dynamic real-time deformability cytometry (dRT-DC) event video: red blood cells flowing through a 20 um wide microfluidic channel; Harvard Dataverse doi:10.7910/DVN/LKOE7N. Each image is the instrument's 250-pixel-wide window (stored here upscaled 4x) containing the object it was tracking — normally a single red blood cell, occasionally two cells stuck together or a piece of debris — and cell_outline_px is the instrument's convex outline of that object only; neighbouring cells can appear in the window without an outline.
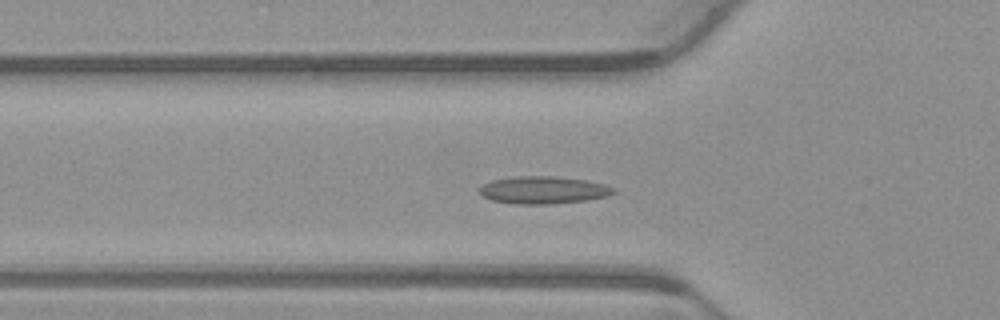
{"species": "common noctule bat (a hibernating species)", "species_latin": "Nyctalus noctula", "temperature_condition": "warm", "stored_images_in_passage": 55, "camera_frame_rate_fps": 3000, "um_per_image_px": 0.085, "animal": {"sex": "male", "body_mass_g": 23.1, "forearm_length_mm": 52.7}, "frame": {"image": 1, "passage_image": 18, "time_ms": 5.667, "image_size_px": [1000, 320], "cell_outline_px": [[616, 192], [608, 196], [588, 200], [548, 204], [516, 204], [492, 200], [484, 196], [480, 192], [480, 188], [484, 184], [492, 180], [516, 176], [556, 176], [588, 180], [604, 184], [616, 188]], "centroid_in_image_um": [46.24, 16.15], "position_along_channel_um": 79.6, "area_um2": 21.5}}
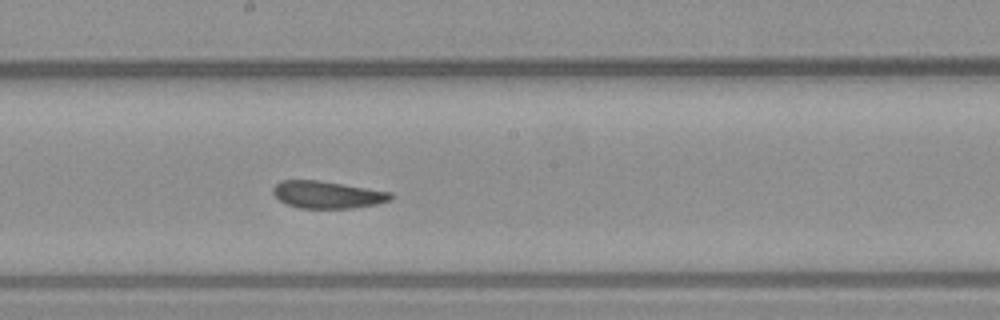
{"frame": {"image": 2, "passage_image": 29, "time_ms": 9.333, "image_size_px": [1000, 320], "cell_outline_px": [[392, 200], [376, 204], [352, 208], [300, 208], [284, 204], [272, 192], [272, 188], [280, 180], [320, 180], [392, 192]], "centroid_in_image_um": [27.81, 16.54], "position_along_channel_um": 220.4, "area_um2": 18.79}}
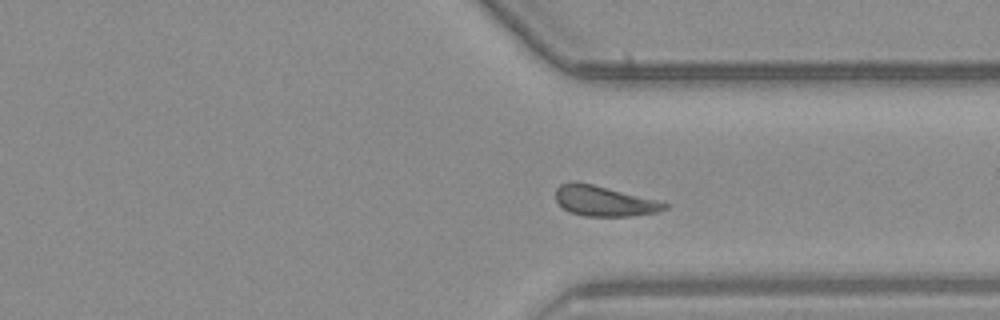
{"frame": {"image": 3, "passage_image": 40, "time_ms": 13.0, "image_size_px": [1000, 320], "cell_outline_px": [[668, 208], [656, 212], [628, 216], [584, 216], [568, 212], [556, 200], [556, 188], [560, 184], [572, 180], [576, 180], [660, 200], [668, 204]], "centroid_in_image_um": [51.33, 17.07], "position_along_channel_um": 360.1, "area_um2": 19.42}}